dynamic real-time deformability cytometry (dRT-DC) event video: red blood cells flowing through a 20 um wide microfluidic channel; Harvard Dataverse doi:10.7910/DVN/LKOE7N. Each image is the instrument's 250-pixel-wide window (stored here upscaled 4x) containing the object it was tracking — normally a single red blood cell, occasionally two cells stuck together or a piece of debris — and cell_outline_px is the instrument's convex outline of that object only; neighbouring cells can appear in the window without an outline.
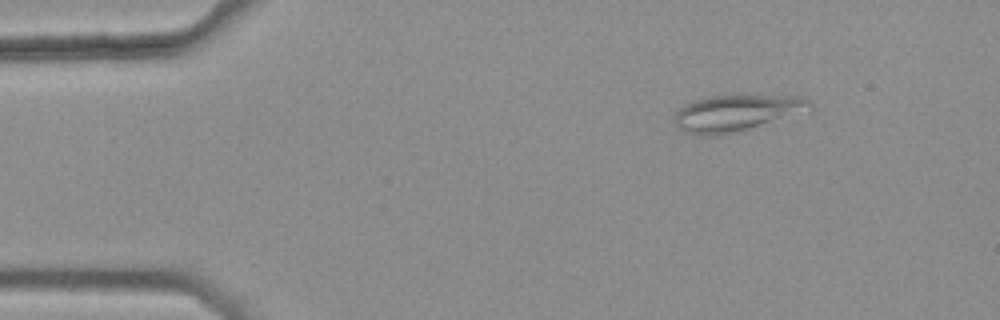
{"species": "common noctule bat (a hibernating species)", "species_latin": "Nyctalus noctula", "temperature_condition": "warm", "stored_images_in_passage": 4, "camera_frame_rate_fps": 3000, "um_per_image_px": 0.085, "animal": {"sex": "female", "body_mass_g": 25.1}, "frame": {"image": 1, "passage_image": 2, "time_ms": 0.333, "image_size_px": [1000, 320], "cell_outline_px": [[812, 108], [808, 112], [744, 132], [716, 136], [704, 136], [684, 132], [672, 120], [672, 116], [684, 104], [692, 100], [708, 96], [736, 92], [740, 92], [800, 96], [808, 100], [812, 104]], "centroid_in_image_um": [62.66, 9.57], "position_along_channel_um": 22.3, "area_um2": 30.98}}